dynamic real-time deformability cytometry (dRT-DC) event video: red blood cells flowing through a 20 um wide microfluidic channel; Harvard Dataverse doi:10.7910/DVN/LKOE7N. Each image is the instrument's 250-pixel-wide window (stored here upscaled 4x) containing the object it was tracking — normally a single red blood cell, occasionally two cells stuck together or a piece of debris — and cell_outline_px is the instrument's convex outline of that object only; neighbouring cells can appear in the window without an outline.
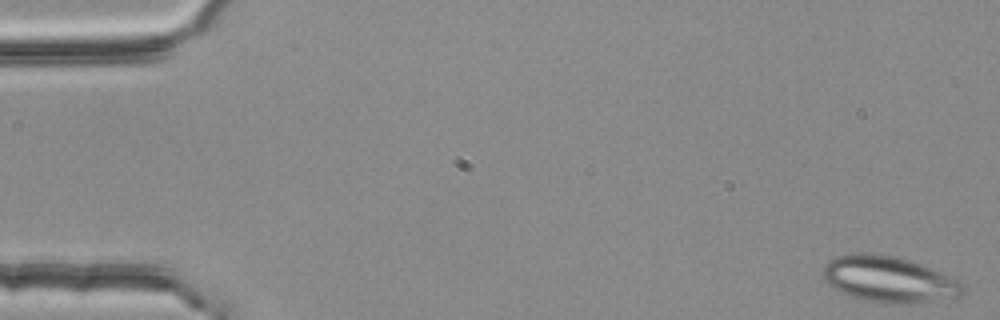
{"species": "common noctule bat (a hibernating species)", "species_latin": "Nyctalus noctula", "temperature_condition": "room temperature", "stored_images_in_passage": 5, "segment_of_instrument_passage": [2, 2], "camera_frame_rate_fps": 3000, "um_per_image_px": 0.085, "animal": {"sex": "female", "body_mass_g": 25.1}, "frame": {"image": 1, "passage_image": 5, "time_ms": 1.333, "image_size_px": [1000, 320], "cell_outline_px": [[964, 292], [956, 296], [904, 304], [884, 304], [860, 300], [840, 292], [828, 284], [824, 280], [824, 264], [828, 260], [836, 256], [856, 252], [876, 252], [896, 256], [932, 268], [952, 276], [960, 280], [964, 284]], "centroid_in_image_um": [75.51, 23.72], "position_along_channel_um": 9.5, "area_um2": 37.92}}